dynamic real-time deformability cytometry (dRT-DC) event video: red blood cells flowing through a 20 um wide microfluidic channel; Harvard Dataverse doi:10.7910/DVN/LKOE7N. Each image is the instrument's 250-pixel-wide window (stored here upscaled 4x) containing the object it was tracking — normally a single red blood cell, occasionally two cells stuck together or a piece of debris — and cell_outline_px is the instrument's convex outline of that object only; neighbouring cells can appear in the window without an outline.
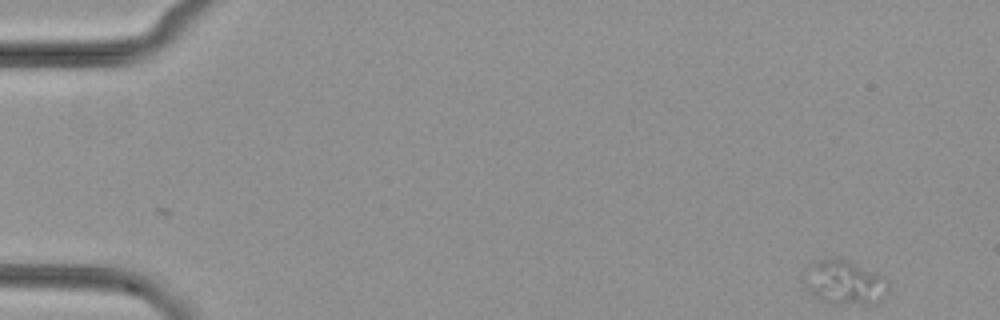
{"species": "common noctule bat (a hibernating species)", "species_latin": "Nyctalus noctula", "temperature_condition": "cold", "stored_images_in_passage": 52, "segment_of_instrument_passage": [1, 2], "camera_frame_rate_fps": 3000, "um_per_image_px": 0.085, "animal": {"sex": "female", "body_mass_g": 29.2, "forearm_length_mm": 56.3}, "frame": {"image": 1, "passage_image": 1, "time_ms": 0.0, "image_size_px": [1000, 320], "cell_outline_px": [[888, 292], [884, 296], [872, 304], [832, 304], [820, 300], [812, 296], [808, 292], [804, 280], [808, 264], [816, 260], [848, 260], [884, 276], [888, 284]], "centroid_in_image_um": [71.77, 24.03], "position_along_channel_um": 13.2, "area_um2": 21.62}}
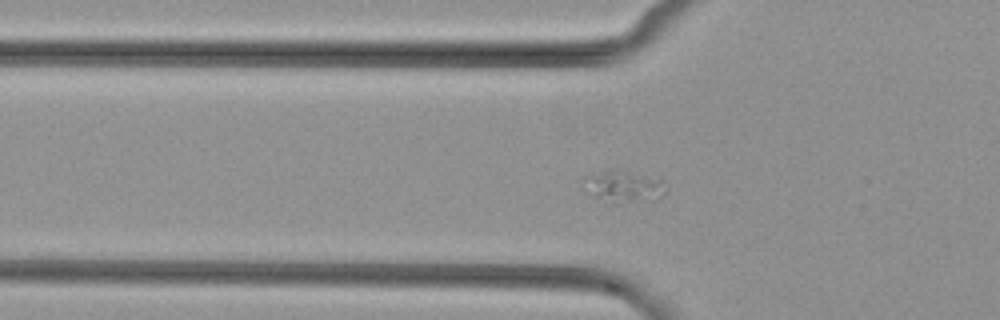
{"frame": {"image": 2, "passage_image": 16, "time_ms": 5.0, "image_size_px": [1000, 320], "cell_outline_px": [[668, 188], [660, 196], [620, 204], [612, 204], [592, 196], [588, 192], [588, 176], [608, 168], [620, 168], [660, 180]], "centroid_in_image_um": [53.0, 15.83], "position_along_channel_um": 72.8, "area_um2": 14.85}}
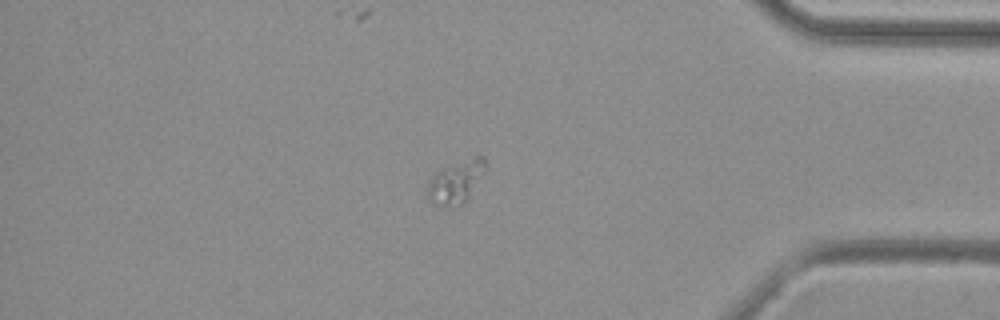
{"frame": {"image": 3, "passage_image": 43, "time_ms": 14.0, "image_size_px": [1000, 320], "cell_outline_px": [[488, 168], [468, 196], [460, 204], [440, 208], [432, 204], [428, 200], [428, 184], [432, 176], [440, 168], [476, 156], [484, 156], [488, 164]], "centroid_in_image_um": [38.75, 15.44], "position_along_channel_um": 396.4, "area_um2": 14.45}}